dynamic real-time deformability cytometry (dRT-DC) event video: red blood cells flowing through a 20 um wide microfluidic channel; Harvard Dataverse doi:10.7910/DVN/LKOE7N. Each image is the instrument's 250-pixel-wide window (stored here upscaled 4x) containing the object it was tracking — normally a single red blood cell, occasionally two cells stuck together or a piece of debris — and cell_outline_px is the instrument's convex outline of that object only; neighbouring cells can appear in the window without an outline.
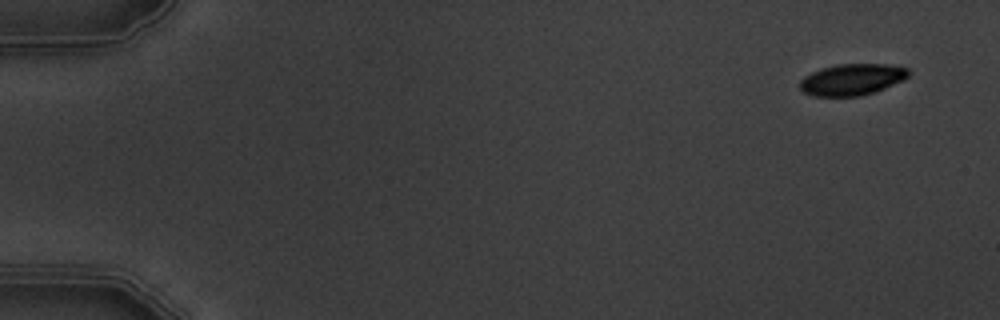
{"species": "common noctule bat (a hibernating species)", "species_latin": "Nyctalus noctula", "temperature_condition": "warm", "stored_images_in_passage": 6, "segment_of_instrument_passage": [1, 2], "camera_frame_rate_fps": 3000, "um_per_image_px": 0.085, "animal": {"sex": "male", "body_mass_g": 19.5, "forearm_length_mm": 54.6}, "frame": {"image": 1, "passage_image": 1, "time_ms": 0.0, "image_size_px": [1000, 320], "cell_outline_px": [[908, 76], [904, 80], [876, 92], [860, 96], [812, 96], [804, 92], [800, 88], [800, 80], [804, 76], [820, 68], [836, 64], [884, 64], [908, 68]], "centroid_in_image_um": [72.41, 6.76], "position_along_channel_um": 12.6, "area_um2": 20.0}}